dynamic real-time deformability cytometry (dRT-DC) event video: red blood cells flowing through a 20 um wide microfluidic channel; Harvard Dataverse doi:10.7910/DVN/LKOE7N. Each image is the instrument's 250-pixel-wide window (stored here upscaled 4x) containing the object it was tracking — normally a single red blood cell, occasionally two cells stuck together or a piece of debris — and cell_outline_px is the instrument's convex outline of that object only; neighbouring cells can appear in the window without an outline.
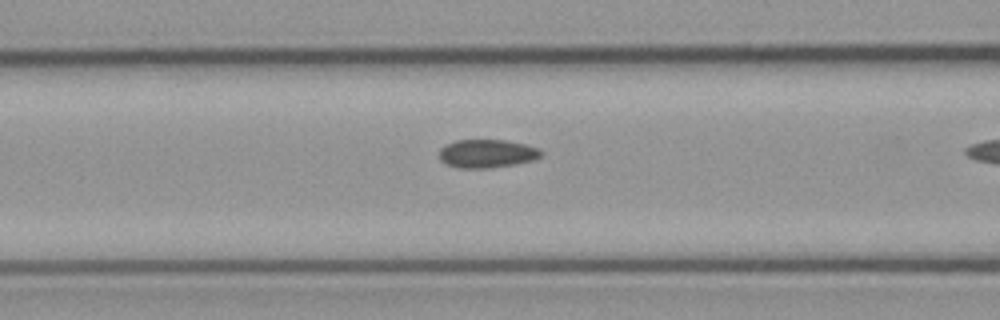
{"species": "common noctule bat (a hibernating species)", "species_latin": "Nyctalus noctula", "temperature_condition": "cold", "stored_images_in_passage": 7, "camera_frame_rate_fps": 3000, "um_per_image_px": 0.085, "animal": {"sex": "male", "body_mass_g": 23.1, "forearm_length_mm": 52.7}, "frame": {"image": 1, "passage_image": 6, "time_ms": 1.667, "image_size_px": [1000, 320], "cell_outline_px": [[544, 152], [540, 156], [532, 160], [512, 164], [488, 168], [460, 168], [448, 164], [440, 160], [440, 148], [444, 144], [456, 140], [504, 140], [524, 144], [536, 148]], "centroid_in_image_um": [41.35, 13.04], "position_along_channel_um": 125.3, "area_um2": 16.59}}